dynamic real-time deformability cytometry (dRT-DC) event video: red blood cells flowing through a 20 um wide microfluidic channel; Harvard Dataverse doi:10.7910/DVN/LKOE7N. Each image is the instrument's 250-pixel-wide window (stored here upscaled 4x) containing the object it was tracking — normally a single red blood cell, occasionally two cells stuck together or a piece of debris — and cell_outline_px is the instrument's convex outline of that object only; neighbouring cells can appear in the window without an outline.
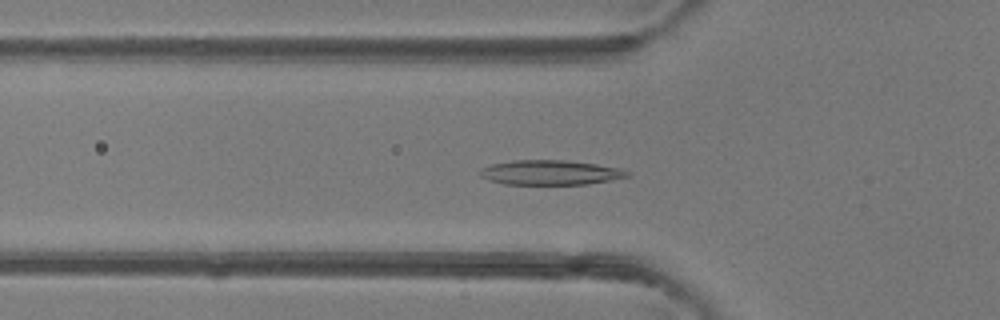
{"species": "common noctule bat (a hibernating species)", "species_latin": "Nyctalus noctula", "temperature_condition": "room temperature", "stored_images_in_passage": 36, "camera_frame_rate_fps": 3000, "um_per_image_px": 0.085, "animal": {"sex": "female"}, "frame": {"image": 1, "passage_image": 4, "time_ms": 1.0, "image_size_px": [1000, 320], "cell_outline_px": [[632, 172], [628, 176], [588, 184], [504, 184], [488, 180], [480, 176], [476, 172], [480, 168], [492, 164], [512, 160], [564, 160], [596, 164], [620, 168]], "centroid_in_image_um": [46.72, 14.66], "position_along_channel_um": 79.1, "area_um2": 21.27}}
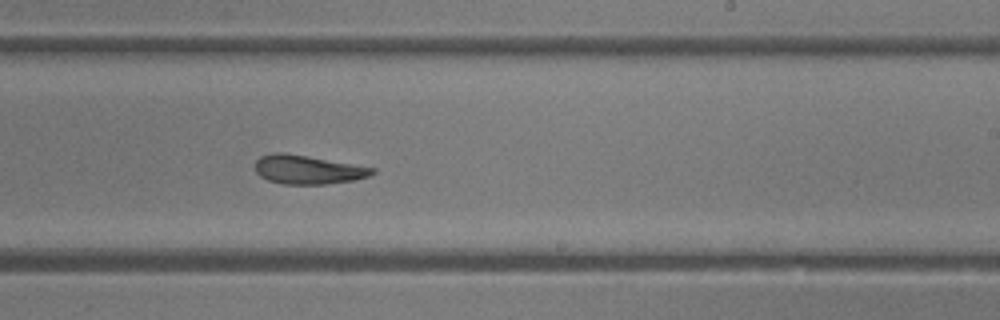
{"frame": {"image": 2, "passage_image": 17, "time_ms": 5.333, "image_size_px": [1000, 320], "cell_outline_px": [[376, 172], [368, 176], [352, 180], [324, 184], [284, 184], [268, 180], [260, 176], [256, 172], [256, 160], [260, 156], [276, 152], [284, 152], [376, 168]], "centroid_in_image_um": [26.15, 14.41], "position_along_channel_um": 262.9, "area_um2": 19.48}}
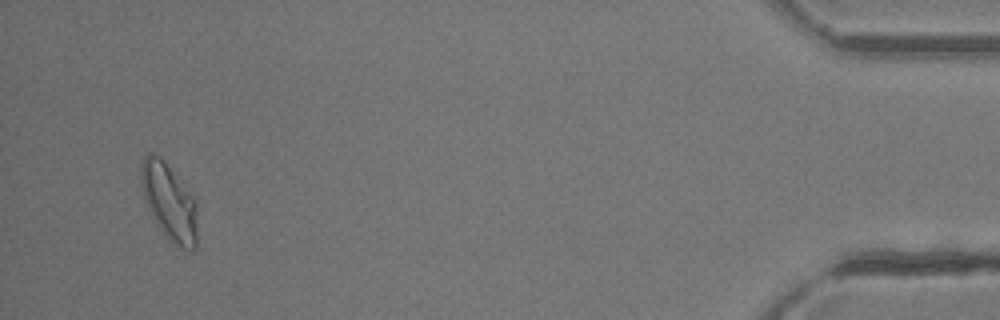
{"frame": {"image": 3, "passage_image": 34, "time_ms": 11.0, "image_size_px": [1000, 320], "cell_outline_px": [[196, 248], [192, 252], [180, 248], [156, 224], [148, 208], [140, 184], [140, 164], [144, 156], [148, 152], [152, 152], [160, 156], [196, 200]], "centroid_in_image_um": [14.36, 17.13], "position_along_channel_um": 420.8, "area_um2": 24.97}, "authors_computed_cell_mechanics": {"area_um2": 20.6924, "velocity_mm_per_s": 4.2241, "shape_relaxation_time_tau1_ms": 6.0578, "shape_relaxation_time_tau2_ms": 2.1456, "deformation_change_tau1": 0.2011, "deformation_change_tau2": 0.0985}}